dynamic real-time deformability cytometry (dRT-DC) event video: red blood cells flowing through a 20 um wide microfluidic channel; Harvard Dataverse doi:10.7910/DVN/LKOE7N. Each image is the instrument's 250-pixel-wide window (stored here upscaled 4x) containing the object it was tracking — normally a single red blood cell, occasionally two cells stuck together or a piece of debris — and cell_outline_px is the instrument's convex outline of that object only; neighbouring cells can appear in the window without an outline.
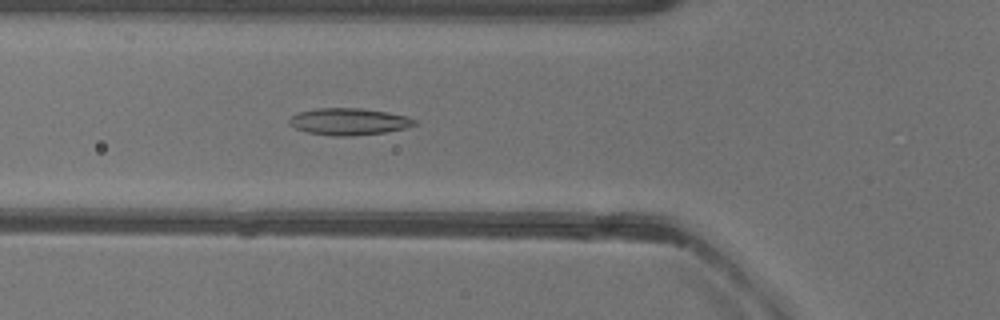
{"species": "common noctule bat (a hibernating species)", "species_latin": "Nyctalus noctula", "temperature_condition": "warm", "stored_images_in_passage": 52, "camera_frame_rate_fps": 3000, "um_per_image_px": 0.085, "animal": {"sex": "female"}, "frame": {"image": 1, "passage_image": 18, "time_ms": 5.667, "image_size_px": [1000, 320], "cell_outline_px": [[416, 124], [408, 128], [384, 132], [352, 136], [332, 136], [304, 132], [288, 124], [288, 120], [292, 116], [300, 112], [316, 108], [360, 108], [388, 112], [408, 116], [416, 120]], "centroid_in_image_um": [29.66, 10.34], "position_along_channel_um": 96.1, "area_um2": 19.77}}
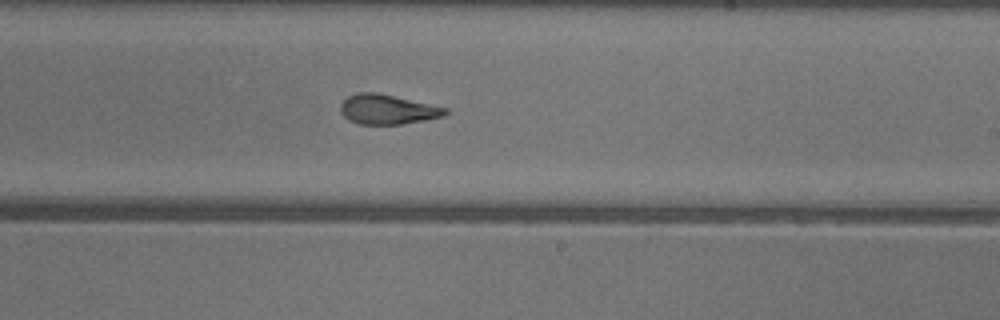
{"frame": {"image": 2, "passage_image": 30, "time_ms": 9.667, "image_size_px": [1000, 320], "cell_outline_px": [[448, 112], [444, 116], [424, 120], [400, 124], [360, 124], [348, 120], [340, 112], [340, 104], [348, 96], [356, 92], [376, 92], [448, 108]], "centroid_in_image_um": [32.91, 9.29], "position_along_channel_um": 256.1, "area_um2": 18.09}}
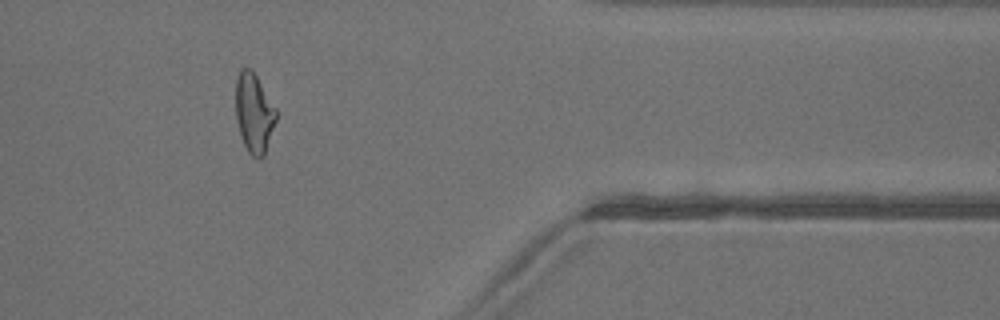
{"frame": {"image": 3, "passage_image": 42, "time_ms": 13.667, "image_size_px": [1000, 320], "cell_outline_px": [[276, 120], [264, 156], [260, 160], [256, 160], [248, 152], [244, 144], [236, 120], [236, 76], [240, 68], [248, 68], [256, 76], [276, 108]], "centroid_in_image_um": [21.59, 9.63], "position_along_channel_um": 389.8, "area_um2": 18.61}}